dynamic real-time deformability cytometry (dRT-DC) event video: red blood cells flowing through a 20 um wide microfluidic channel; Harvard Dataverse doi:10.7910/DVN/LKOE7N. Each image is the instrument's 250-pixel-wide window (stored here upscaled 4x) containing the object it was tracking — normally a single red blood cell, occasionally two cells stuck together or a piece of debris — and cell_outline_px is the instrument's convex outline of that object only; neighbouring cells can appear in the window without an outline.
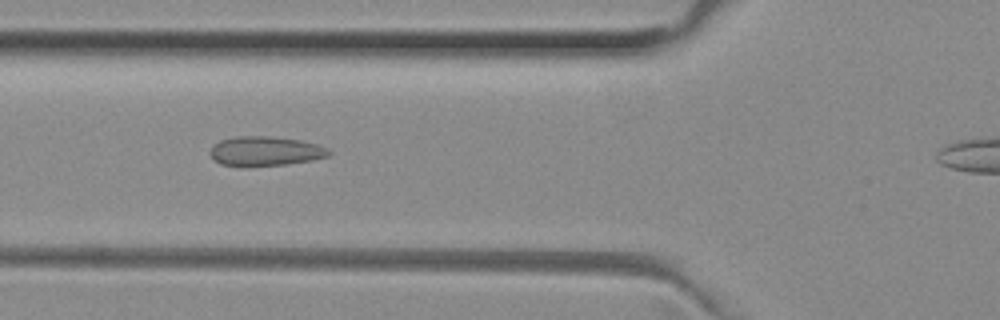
{"species": "common noctule bat (a hibernating species)", "species_latin": "Nyctalus noctula", "temperature_condition": "room temperature", "stored_images_in_passage": 42, "camera_frame_rate_fps": 3000, "um_per_image_px": 0.085, "animal": {"sex": "female", "body_mass_g": 29.2, "forearm_length_mm": 56.3}, "frame": {"image": 1, "passage_image": 16, "time_ms": 5.0, "image_size_px": [1000, 320], "cell_outline_px": [[332, 152], [328, 156], [312, 160], [284, 164], [244, 168], [240, 168], [220, 164], [212, 160], [208, 152], [220, 140], [236, 136], [268, 136], [300, 140], [316, 144], [328, 148]], "centroid_in_image_um": [22.49, 12.87], "position_along_channel_um": 103.3, "area_um2": 20.81}}
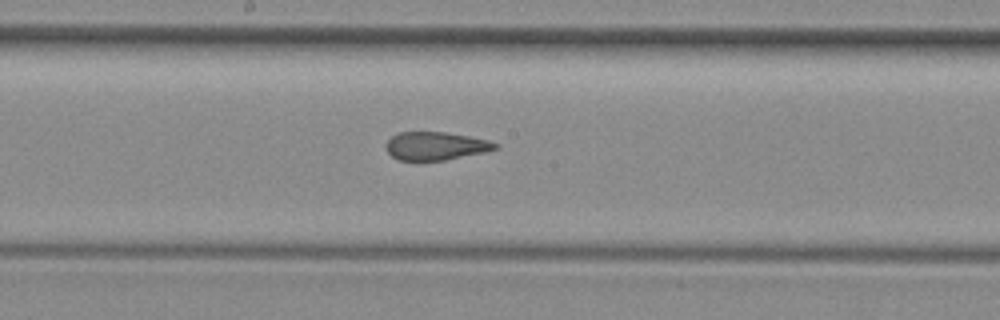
{"frame": {"image": 2, "passage_image": 24, "time_ms": 7.667, "image_size_px": [1000, 320], "cell_outline_px": [[500, 148], [484, 152], [444, 160], [400, 160], [392, 156], [388, 152], [384, 144], [392, 136], [400, 132], [444, 132], [468, 136], [488, 140], [500, 144]], "centroid_in_image_um": [37.04, 12.4], "position_along_channel_um": 211.2, "area_um2": 17.86}}
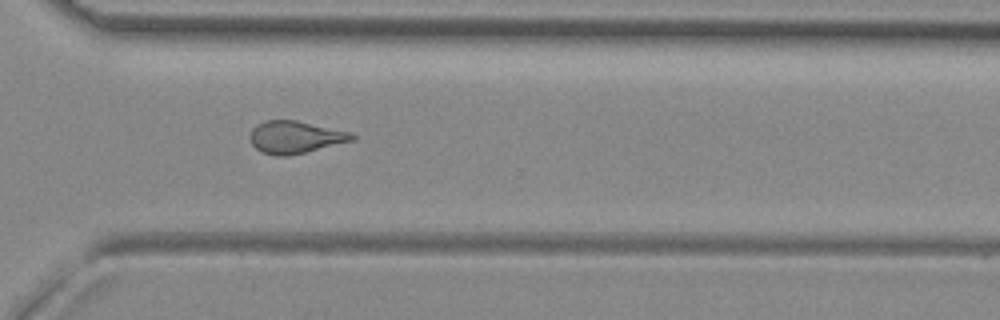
{"frame": {"image": 3, "passage_image": 34, "time_ms": 11.0, "image_size_px": [1000, 320], "cell_outline_px": [[356, 140], [288, 156], [276, 156], [260, 152], [252, 144], [252, 128], [256, 124], [264, 120], [296, 120], [348, 132], [356, 136]], "centroid_in_image_um": [25.09, 11.66], "position_along_channel_um": 345.5, "area_um2": 19.07}, "authors_computed_cell_mechanics": {"area_um2": 19.3919, "velocity_mm_per_s": 4.0515, "shape_relaxation_time_tau1_ms": null, "shape_relaxation_time_tau2_ms": 1.5502, "deformation_change_tau1": null, "deformation_change_tau2": 0.1021}}